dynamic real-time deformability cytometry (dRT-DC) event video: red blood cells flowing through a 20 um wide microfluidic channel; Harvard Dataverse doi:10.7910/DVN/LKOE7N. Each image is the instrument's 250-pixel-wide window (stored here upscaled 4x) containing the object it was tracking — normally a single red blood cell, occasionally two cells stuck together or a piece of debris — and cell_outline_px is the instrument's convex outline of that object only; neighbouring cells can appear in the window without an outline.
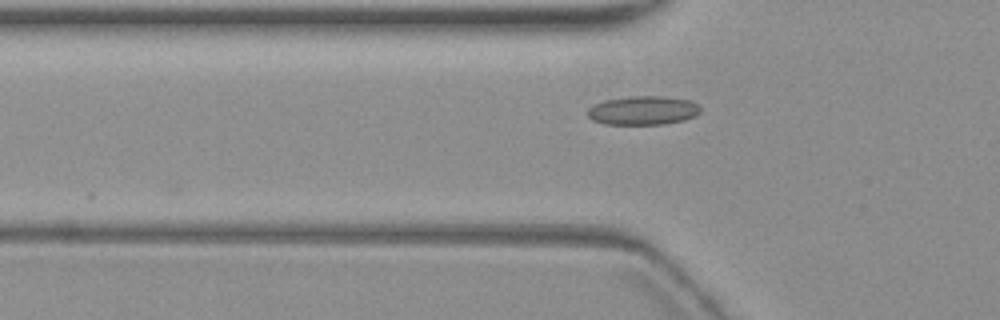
{"species": "common noctule bat (a hibernating species)", "species_latin": "Nyctalus noctula", "temperature_condition": "warm", "stored_images_in_passage": 7, "camera_frame_rate_fps": 3000, "um_per_image_px": 0.085, "animal": {"sex": "female", "body_mass_g": 19.3, "forearm_length_mm": 54.1}, "frame": {"image": 1, "passage_image": 7, "time_ms": 8.333, "image_size_px": [1000, 320], "cell_outline_px": [[700, 112], [696, 116], [684, 120], [664, 124], [604, 124], [592, 120], [588, 116], [588, 108], [592, 104], [604, 100], [632, 96], [668, 96], [688, 100], [696, 104], [700, 108]], "centroid_in_image_um": [54.64, 9.38], "position_along_channel_um": 71.2, "area_um2": 19.07}}